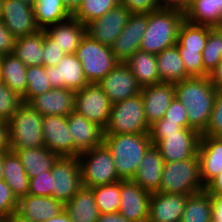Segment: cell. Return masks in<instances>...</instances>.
Wrapping results in <instances>:
<instances>
[{"instance_id": "obj_1", "label": "cell", "mask_w": 222, "mask_h": 222, "mask_svg": "<svg viewBox=\"0 0 222 222\" xmlns=\"http://www.w3.org/2000/svg\"><path fill=\"white\" fill-rule=\"evenodd\" d=\"M175 97L185 106L188 128L200 134L206 129L213 110L216 88L209 76L190 77L174 84Z\"/></svg>"}, {"instance_id": "obj_2", "label": "cell", "mask_w": 222, "mask_h": 222, "mask_svg": "<svg viewBox=\"0 0 222 222\" xmlns=\"http://www.w3.org/2000/svg\"><path fill=\"white\" fill-rule=\"evenodd\" d=\"M103 144L111 152L116 172L121 180H132L152 145L149 133L104 135Z\"/></svg>"}, {"instance_id": "obj_3", "label": "cell", "mask_w": 222, "mask_h": 222, "mask_svg": "<svg viewBox=\"0 0 222 222\" xmlns=\"http://www.w3.org/2000/svg\"><path fill=\"white\" fill-rule=\"evenodd\" d=\"M184 21V13L179 10L160 8L149 12L140 50L157 55L175 46L179 28Z\"/></svg>"}, {"instance_id": "obj_4", "label": "cell", "mask_w": 222, "mask_h": 222, "mask_svg": "<svg viewBox=\"0 0 222 222\" xmlns=\"http://www.w3.org/2000/svg\"><path fill=\"white\" fill-rule=\"evenodd\" d=\"M205 190L200 177V160L194 158L164 162L158 192L191 195Z\"/></svg>"}, {"instance_id": "obj_5", "label": "cell", "mask_w": 222, "mask_h": 222, "mask_svg": "<svg viewBox=\"0 0 222 222\" xmlns=\"http://www.w3.org/2000/svg\"><path fill=\"white\" fill-rule=\"evenodd\" d=\"M43 116L28 103H22L8 121L10 151L44 146Z\"/></svg>"}, {"instance_id": "obj_6", "label": "cell", "mask_w": 222, "mask_h": 222, "mask_svg": "<svg viewBox=\"0 0 222 222\" xmlns=\"http://www.w3.org/2000/svg\"><path fill=\"white\" fill-rule=\"evenodd\" d=\"M141 93L112 104L104 135L149 133Z\"/></svg>"}, {"instance_id": "obj_7", "label": "cell", "mask_w": 222, "mask_h": 222, "mask_svg": "<svg viewBox=\"0 0 222 222\" xmlns=\"http://www.w3.org/2000/svg\"><path fill=\"white\" fill-rule=\"evenodd\" d=\"M82 186L93 188L121 180L111 152L102 144L78 155Z\"/></svg>"}, {"instance_id": "obj_8", "label": "cell", "mask_w": 222, "mask_h": 222, "mask_svg": "<svg viewBox=\"0 0 222 222\" xmlns=\"http://www.w3.org/2000/svg\"><path fill=\"white\" fill-rule=\"evenodd\" d=\"M89 83L100 82L119 62L111 47L92 39L88 34L76 50Z\"/></svg>"}, {"instance_id": "obj_9", "label": "cell", "mask_w": 222, "mask_h": 222, "mask_svg": "<svg viewBox=\"0 0 222 222\" xmlns=\"http://www.w3.org/2000/svg\"><path fill=\"white\" fill-rule=\"evenodd\" d=\"M149 137L164 162H173L194 158L198 154L201 134L193 128H184L177 133L149 134Z\"/></svg>"}, {"instance_id": "obj_10", "label": "cell", "mask_w": 222, "mask_h": 222, "mask_svg": "<svg viewBox=\"0 0 222 222\" xmlns=\"http://www.w3.org/2000/svg\"><path fill=\"white\" fill-rule=\"evenodd\" d=\"M112 103L98 83H89L75 92L74 111L103 128L109 121Z\"/></svg>"}, {"instance_id": "obj_11", "label": "cell", "mask_w": 222, "mask_h": 222, "mask_svg": "<svg viewBox=\"0 0 222 222\" xmlns=\"http://www.w3.org/2000/svg\"><path fill=\"white\" fill-rule=\"evenodd\" d=\"M53 198L66 204L82 187L77 157H58L51 168Z\"/></svg>"}, {"instance_id": "obj_12", "label": "cell", "mask_w": 222, "mask_h": 222, "mask_svg": "<svg viewBox=\"0 0 222 222\" xmlns=\"http://www.w3.org/2000/svg\"><path fill=\"white\" fill-rule=\"evenodd\" d=\"M44 146L58 157H78L68 129L67 116L45 115L42 118Z\"/></svg>"}, {"instance_id": "obj_13", "label": "cell", "mask_w": 222, "mask_h": 222, "mask_svg": "<svg viewBox=\"0 0 222 222\" xmlns=\"http://www.w3.org/2000/svg\"><path fill=\"white\" fill-rule=\"evenodd\" d=\"M151 193L132 180H120L119 213L131 222H147Z\"/></svg>"}, {"instance_id": "obj_14", "label": "cell", "mask_w": 222, "mask_h": 222, "mask_svg": "<svg viewBox=\"0 0 222 222\" xmlns=\"http://www.w3.org/2000/svg\"><path fill=\"white\" fill-rule=\"evenodd\" d=\"M98 85L112 104L141 93V86L125 63H118Z\"/></svg>"}, {"instance_id": "obj_15", "label": "cell", "mask_w": 222, "mask_h": 222, "mask_svg": "<svg viewBox=\"0 0 222 222\" xmlns=\"http://www.w3.org/2000/svg\"><path fill=\"white\" fill-rule=\"evenodd\" d=\"M1 21L16 38L39 31L33 7L20 0H2Z\"/></svg>"}, {"instance_id": "obj_16", "label": "cell", "mask_w": 222, "mask_h": 222, "mask_svg": "<svg viewBox=\"0 0 222 222\" xmlns=\"http://www.w3.org/2000/svg\"><path fill=\"white\" fill-rule=\"evenodd\" d=\"M52 89L66 88L74 92L89 84L76 54H66L57 66L46 67Z\"/></svg>"}, {"instance_id": "obj_17", "label": "cell", "mask_w": 222, "mask_h": 222, "mask_svg": "<svg viewBox=\"0 0 222 222\" xmlns=\"http://www.w3.org/2000/svg\"><path fill=\"white\" fill-rule=\"evenodd\" d=\"M131 14L126 7L119 4L102 17L89 22L86 25L87 34L101 44L111 47L127 25Z\"/></svg>"}, {"instance_id": "obj_18", "label": "cell", "mask_w": 222, "mask_h": 222, "mask_svg": "<svg viewBox=\"0 0 222 222\" xmlns=\"http://www.w3.org/2000/svg\"><path fill=\"white\" fill-rule=\"evenodd\" d=\"M148 13H132L127 25L111 45V50L119 63H125L140 50L141 40L146 31Z\"/></svg>"}, {"instance_id": "obj_19", "label": "cell", "mask_w": 222, "mask_h": 222, "mask_svg": "<svg viewBox=\"0 0 222 222\" xmlns=\"http://www.w3.org/2000/svg\"><path fill=\"white\" fill-rule=\"evenodd\" d=\"M143 107L148 125L161 120L175 98L174 83L160 82L141 89Z\"/></svg>"}, {"instance_id": "obj_20", "label": "cell", "mask_w": 222, "mask_h": 222, "mask_svg": "<svg viewBox=\"0 0 222 222\" xmlns=\"http://www.w3.org/2000/svg\"><path fill=\"white\" fill-rule=\"evenodd\" d=\"M67 123L74 147L80 153L103 144L104 128L98 123L87 120L75 111L67 116Z\"/></svg>"}, {"instance_id": "obj_21", "label": "cell", "mask_w": 222, "mask_h": 222, "mask_svg": "<svg viewBox=\"0 0 222 222\" xmlns=\"http://www.w3.org/2000/svg\"><path fill=\"white\" fill-rule=\"evenodd\" d=\"M28 104L42 116H68L74 111L75 92L66 88L51 89L33 97Z\"/></svg>"}, {"instance_id": "obj_22", "label": "cell", "mask_w": 222, "mask_h": 222, "mask_svg": "<svg viewBox=\"0 0 222 222\" xmlns=\"http://www.w3.org/2000/svg\"><path fill=\"white\" fill-rule=\"evenodd\" d=\"M187 197L175 193H151L148 221L180 222Z\"/></svg>"}, {"instance_id": "obj_23", "label": "cell", "mask_w": 222, "mask_h": 222, "mask_svg": "<svg viewBox=\"0 0 222 222\" xmlns=\"http://www.w3.org/2000/svg\"><path fill=\"white\" fill-rule=\"evenodd\" d=\"M45 34L53 40L65 54H75L87 34V27L79 20L70 17L68 20L44 29Z\"/></svg>"}, {"instance_id": "obj_24", "label": "cell", "mask_w": 222, "mask_h": 222, "mask_svg": "<svg viewBox=\"0 0 222 222\" xmlns=\"http://www.w3.org/2000/svg\"><path fill=\"white\" fill-rule=\"evenodd\" d=\"M200 177L204 187L222 172V139L201 135L198 146Z\"/></svg>"}, {"instance_id": "obj_25", "label": "cell", "mask_w": 222, "mask_h": 222, "mask_svg": "<svg viewBox=\"0 0 222 222\" xmlns=\"http://www.w3.org/2000/svg\"><path fill=\"white\" fill-rule=\"evenodd\" d=\"M64 204L53 197L26 195L18 200L17 213L32 222H43L58 216Z\"/></svg>"}, {"instance_id": "obj_26", "label": "cell", "mask_w": 222, "mask_h": 222, "mask_svg": "<svg viewBox=\"0 0 222 222\" xmlns=\"http://www.w3.org/2000/svg\"><path fill=\"white\" fill-rule=\"evenodd\" d=\"M163 167L164 160L159 150L151 145L140 161L132 181L149 193H156L160 188Z\"/></svg>"}, {"instance_id": "obj_27", "label": "cell", "mask_w": 222, "mask_h": 222, "mask_svg": "<svg viewBox=\"0 0 222 222\" xmlns=\"http://www.w3.org/2000/svg\"><path fill=\"white\" fill-rule=\"evenodd\" d=\"M64 209L72 222H97L100 216L92 189L83 186L64 205Z\"/></svg>"}, {"instance_id": "obj_28", "label": "cell", "mask_w": 222, "mask_h": 222, "mask_svg": "<svg viewBox=\"0 0 222 222\" xmlns=\"http://www.w3.org/2000/svg\"><path fill=\"white\" fill-rule=\"evenodd\" d=\"M3 174V180L11 188L17 200L28 195L29 177L20 158L13 151L3 152Z\"/></svg>"}, {"instance_id": "obj_29", "label": "cell", "mask_w": 222, "mask_h": 222, "mask_svg": "<svg viewBox=\"0 0 222 222\" xmlns=\"http://www.w3.org/2000/svg\"><path fill=\"white\" fill-rule=\"evenodd\" d=\"M161 82L177 83L191 76L186 72L178 47L172 46L156 55Z\"/></svg>"}, {"instance_id": "obj_30", "label": "cell", "mask_w": 222, "mask_h": 222, "mask_svg": "<svg viewBox=\"0 0 222 222\" xmlns=\"http://www.w3.org/2000/svg\"><path fill=\"white\" fill-rule=\"evenodd\" d=\"M125 64L136 77L141 88L161 82L157 69L156 54L138 50Z\"/></svg>"}, {"instance_id": "obj_31", "label": "cell", "mask_w": 222, "mask_h": 222, "mask_svg": "<svg viewBox=\"0 0 222 222\" xmlns=\"http://www.w3.org/2000/svg\"><path fill=\"white\" fill-rule=\"evenodd\" d=\"M1 82L22 99L27 89V66L14 54L0 56Z\"/></svg>"}, {"instance_id": "obj_32", "label": "cell", "mask_w": 222, "mask_h": 222, "mask_svg": "<svg viewBox=\"0 0 222 222\" xmlns=\"http://www.w3.org/2000/svg\"><path fill=\"white\" fill-rule=\"evenodd\" d=\"M184 16L191 24L213 28L222 20V0H191Z\"/></svg>"}, {"instance_id": "obj_33", "label": "cell", "mask_w": 222, "mask_h": 222, "mask_svg": "<svg viewBox=\"0 0 222 222\" xmlns=\"http://www.w3.org/2000/svg\"><path fill=\"white\" fill-rule=\"evenodd\" d=\"M13 152L20 158L29 178L36 177L44 171L51 170L58 156L47 147L16 149Z\"/></svg>"}, {"instance_id": "obj_34", "label": "cell", "mask_w": 222, "mask_h": 222, "mask_svg": "<svg viewBox=\"0 0 222 222\" xmlns=\"http://www.w3.org/2000/svg\"><path fill=\"white\" fill-rule=\"evenodd\" d=\"M44 30L18 37L13 54L27 67L43 66Z\"/></svg>"}, {"instance_id": "obj_35", "label": "cell", "mask_w": 222, "mask_h": 222, "mask_svg": "<svg viewBox=\"0 0 222 222\" xmlns=\"http://www.w3.org/2000/svg\"><path fill=\"white\" fill-rule=\"evenodd\" d=\"M33 11L40 30L72 17L63 0H37L33 6Z\"/></svg>"}, {"instance_id": "obj_36", "label": "cell", "mask_w": 222, "mask_h": 222, "mask_svg": "<svg viewBox=\"0 0 222 222\" xmlns=\"http://www.w3.org/2000/svg\"><path fill=\"white\" fill-rule=\"evenodd\" d=\"M180 222H212L211 195L206 190L188 195Z\"/></svg>"}, {"instance_id": "obj_37", "label": "cell", "mask_w": 222, "mask_h": 222, "mask_svg": "<svg viewBox=\"0 0 222 222\" xmlns=\"http://www.w3.org/2000/svg\"><path fill=\"white\" fill-rule=\"evenodd\" d=\"M209 35V26L195 25L186 20L178 31L176 46L185 51L203 52Z\"/></svg>"}, {"instance_id": "obj_38", "label": "cell", "mask_w": 222, "mask_h": 222, "mask_svg": "<svg viewBox=\"0 0 222 222\" xmlns=\"http://www.w3.org/2000/svg\"><path fill=\"white\" fill-rule=\"evenodd\" d=\"M100 214L119 212L120 180L91 188Z\"/></svg>"}, {"instance_id": "obj_39", "label": "cell", "mask_w": 222, "mask_h": 222, "mask_svg": "<svg viewBox=\"0 0 222 222\" xmlns=\"http://www.w3.org/2000/svg\"><path fill=\"white\" fill-rule=\"evenodd\" d=\"M119 4L120 0H82L72 17L87 25Z\"/></svg>"}, {"instance_id": "obj_40", "label": "cell", "mask_w": 222, "mask_h": 222, "mask_svg": "<svg viewBox=\"0 0 222 222\" xmlns=\"http://www.w3.org/2000/svg\"><path fill=\"white\" fill-rule=\"evenodd\" d=\"M26 78L27 89L22 99L23 103H28L33 97L52 89L44 65L27 67Z\"/></svg>"}, {"instance_id": "obj_41", "label": "cell", "mask_w": 222, "mask_h": 222, "mask_svg": "<svg viewBox=\"0 0 222 222\" xmlns=\"http://www.w3.org/2000/svg\"><path fill=\"white\" fill-rule=\"evenodd\" d=\"M202 58L204 70L208 74L222 61V39L212 27H209V35L202 52Z\"/></svg>"}, {"instance_id": "obj_42", "label": "cell", "mask_w": 222, "mask_h": 222, "mask_svg": "<svg viewBox=\"0 0 222 222\" xmlns=\"http://www.w3.org/2000/svg\"><path fill=\"white\" fill-rule=\"evenodd\" d=\"M22 103L21 97L0 83V121L8 122Z\"/></svg>"}, {"instance_id": "obj_43", "label": "cell", "mask_w": 222, "mask_h": 222, "mask_svg": "<svg viewBox=\"0 0 222 222\" xmlns=\"http://www.w3.org/2000/svg\"><path fill=\"white\" fill-rule=\"evenodd\" d=\"M201 135L222 139V90L216 89L213 110L206 129Z\"/></svg>"}, {"instance_id": "obj_44", "label": "cell", "mask_w": 222, "mask_h": 222, "mask_svg": "<svg viewBox=\"0 0 222 222\" xmlns=\"http://www.w3.org/2000/svg\"><path fill=\"white\" fill-rule=\"evenodd\" d=\"M186 72L191 77H204L209 74L204 70L202 52L185 51V48H178Z\"/></svg>"}, {"instance_id": "obj_45", "label": "cell", "mask_w": 222, "mask_h": 222, "mask_svg": "<svg viewBox=\"0 0 222 222\" xmlns=\"http://www.w3.org/2000/svg\"><path fill=\"white\" fill-rule=\"evenodd\" d=\"M28 194L53 197L51 170L44 171L36 177L29 178Z\"/></svg>"}, {"instance_id": "obj_46", "label": "cell", "mask_w": 222, "mask_h": 222, "mask_svg": "<svg viewBox=\"0 0 222 222\" xmlns=\"http://www.w3.org/2000/svg\"><path fill=\"white\" fill-rule=\"evenodd\" d=\"M18 200L4 180H0V219L17 211Z\"/></svg>"}, {"instance_id": "obj_47", "label": "cell", "mask_w": 222, "mask_h": 222, "mask_svg": "<svg viewBox=\"0 0 222 222\" xmlns=\"http://www.w3.org/2000/svg\"><path fill=\"white\" fill-rule=\"evenodd\" d=\"M64 55H66L64 50L58 47L44 32L43 65L45 67L57 66Z\"/></svg>"}, {"instance_id": "obj_48", "label": "cell", "mask_w": 222, "mask_h": 222, "mask_svg": "<svg viewBox=\"0 0 222 222\" xmlns=\"http://www.w3.org/2000/svg\"><path fill=\"white\" fill-rule=\"evenodd\" d=\"M185 106L175 97L163 119H167V122H178L183 128H188V117Z\"/></svg>"}, {"instance_id": "obj_49", "label": "cell", "mask_w": 222, "mask_h": 222, "mask_svg": "<svg viewBox=\"0 0 222 222\" xmlns=\"http://www.w3.org/2000/svg\"><path fill=\"white\" fill-rule=\"evenodd\" d=\"M131 13H149L160 9L159 0H120Z\"/></svg>"}, {"instance_id": "obj_50", "label": "cell", "mask_w": 222, "mask_h": 222, "mask_svg": "<svg viewBox=\"0 0 222 222\" xmlns=\"http://www.w3.org/2000/svg\"><path fill=\"white\" fill-rule=\"evenodd\" d=\"M16 40L0 19V56L13 54Z\"/></svg>"}, {"instance_id": "obj_51", "label": "cell", "mask_w": 222, "mask_h": 222, "mask_svg": "<svg viewBox=\"0 0 222 222\" xmlns=\"http://www.w3.org/2000/svg\"><path fill=\"white\" fill-rule=\"evenodd\" d=\"M183 129L178 122H167V119L162 118L150 125L149 134H172Z\"/></svg>"}, {"instance_id": "obj_52", "label": "cell", "mask_w": 222, "mask_h": 222, "mask_svg": "<svg viewBox=\"0 0 222 222\" xmlns=\"http://www.w3.org/2000/svg\"><path fill=\"white\" fill-rule=\"evenodd\" d=\"M191 0H159L160 8L173 9L185 12L190 5Z\"/></svg>"}, {"instance_id": "obj_53", "label": "cell", "mask_w": 222, "mask_h": 222, "mask_svg": "<svg viewBox=\"0 0 222 222\" xmlns=\"http://www.w3.org/2000/svg\"><path fill=\"white\" fill-rule=\"evenodd\" d=\"M212 222H222V195H211Z\"/></svg>"}, {"instance_id": "obj_54", "label": "cell", "mask_w": 222, "mask_h": 222, "mask_svg": "<svg viewBox=\"0 0 222 222\" xmlns=\"http://www.w3.org/2000/svg\"><path fill=\"white\" fill-rule=\"evenodd\" d=\"M10 151L8 122L0 121V153Z\"/></svg>"}, {"instance_id": "obj_55", "label": "cell", "mask_w": 222, "mask_h": 222, "mask_svg": "<svg viewBox=\"0 0 222 222\" xmlns=\"http://www.w3.org/2000/svg\"><path fill=\"white\" fill-rule=\"evenodd\" d=\"M205 190L210 195H222V172H220L205 186Z\"/></svg>"}, {"instance_id": "obj_56", "label": "cell", "mask_w": 222, "mask_h": 222, "mask_svg": "<svg viewBox=\"0 0 222 222\" xmlns=\"http://www.w3.org/2000/svg\"><path fill=\"white\" fill-rule=\"evenodd\" d=\"M216 89L222 90V61L208 75Z\"/></svg>"}, {"instance_id": "obj_57", "label": "cell", "mask_w": 222, "mask_h": 222, "mask_svg": "<svg viewBox=\"0 0 222 222\" xmlns=\"http://www.w3.org/2000/svg\"><path fill=\"white\" fill-rule=\"evenodd\" d=\"M97 222H131V221L127 220L119 212H116V213H109V214H100Z\"/></svg>"}, {"instance_id": "obj_58", "label": "cell", "mask_w": 222, "mask_h": 222, "mask_svg": "<svg viewBox=\"0 0 222 222\" xmlns=\"http://www.w3.org/2000/svg\"><path fill=\"white\" fill-rule=\"evenodd\" d=\"M0 220L1 222H32L31 220L24 218L17 212H14L8 216H5L1 218Z\"/></svg>"}, {"instance_id": "obj_59", "label": "cell", "mask_w": 222, "mask_h": 222, "mask_svg": "<svg viewBox=\"0 0 222 222\" xmlns=\"http://www.w3.org/2000/svg\"><path fill=\"white\" fill-rule=\"evenodd\" d=\"M43 222H72V220L69 214L64 209L58 216L49 218Z\"/></svg>"}, {"instance_id": "obj_60", "label": "cell", "mask_w": 222, "mask_h": 222, "mask_svg": "<svg viewBox=\"0 0 222 222\" xmlns=\"http://www.w3.org/2000/svg\"><path fill=\"white\" fill-rule=\"evenodd\" d=\"M66 9L73 14L78 6L80 5L82 0H63Z\"/></svg>"}, {"instance_id": "obj_61", "label": "cell", "mask_w": 222, "mask_h": 222, "mask_svg": "<svg viewBox=\"0 0 222 222\" xmlns=\"http://www.w3.org/2000/svg\"><path fill=\"white\" fill-rule=\"evenodd\" d=\"M213 29L219 34V36L221 37L222 39V20L216 24Z\"/></svg>"}, {"instance_id": "obj_62", "label": "cell", "mask_w": 222, "mask_h": 222, "mask_svg": "<svg viewBox=\"0 0 222 222\" xmlns=\"http://www.w3.org/2000/svg\"><path fill=\"white\" fill-rule=\"evenodd\" d=\"M3 153H0V180H3Z\"/></svg>"}, {"instance_id": "obj_63", "label": "cell", "mask_w": 222, "mask_h": 222, "mask_svg": "<svg viewBox=\"0 0 222 222\" xmlns=\"http://www.w3.org/2000/svg\"><path fill=\"white\" fill-rule=\"evenodd\" d=\"M20 1H22L23 3H26V4H28V5H30V6H34V4L37 2V0H20Z\"/></svg>"}, {"instance_id": "obj_64", "label": "cell", "mask_w": 222, "mask_h": 222, "mask_svg": "<svg viewBox=\"0 0 222 222\" xmlns=\"http://www.w3.org/2000/svg\"><path fill=\"white\" fill-rule=\"evenodd\" d=\"M2 0H0V17H1Z\"/></svg>"}, {"instance_id": "obj_65", "label": "cell", "mask_w": 222, "mask_h": 222, "mask_svg": "<svg viewBox=\"0 0 222 222\" xmlns=\"http://www.w3.org/2000/svg\"><path fill=\"white\" fill-rule=\"evenodd\" d=\"M0 83H1V63H0Z\"/></svg>"}]
</instances>
